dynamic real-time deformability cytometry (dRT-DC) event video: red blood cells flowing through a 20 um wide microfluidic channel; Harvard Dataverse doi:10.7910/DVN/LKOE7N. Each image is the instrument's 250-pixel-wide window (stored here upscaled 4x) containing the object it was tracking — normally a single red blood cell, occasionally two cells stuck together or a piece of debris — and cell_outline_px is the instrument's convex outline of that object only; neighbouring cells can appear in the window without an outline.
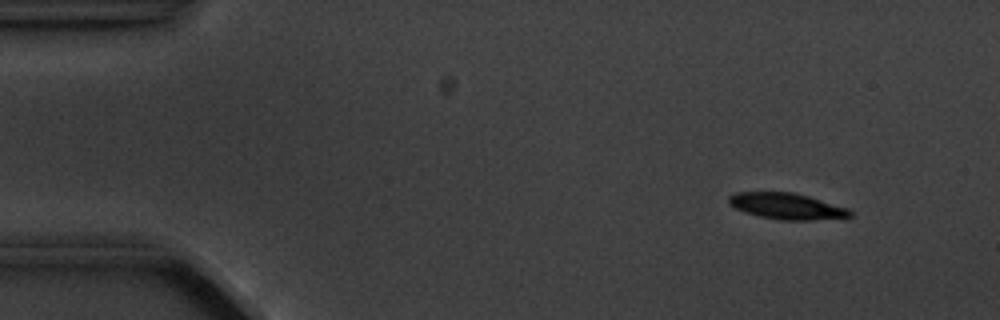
{"species": "common noctule bat (a hibernating species)", "species_latin": "Nyctalus noctula", "temperature_condition": "cold", "stored_images_in_passage": 5, "camera_frame_rate_fps": 3000, "um_per_image_px": 0.085, "animal": {"sex": "male", "body_mass_g": 20.1, "forearm_length_mm": 53.5}, "frame": {"image": 1, "passage_image": 1, "time_ms": 0.0, "image_size_px": [1000, 320], "cell_outline_px": [[852, 216], [812, 220], [780, 220], [760, 216], [744, 212], [728, 204], [728, 196], [736, 192], [792, 192], [808, 196], [848, 208], [852, 212]], "centroid_in_image_um": [66.84, 17.52], "position_along_channel_um": 18.2, "area_um2": 18.38}}
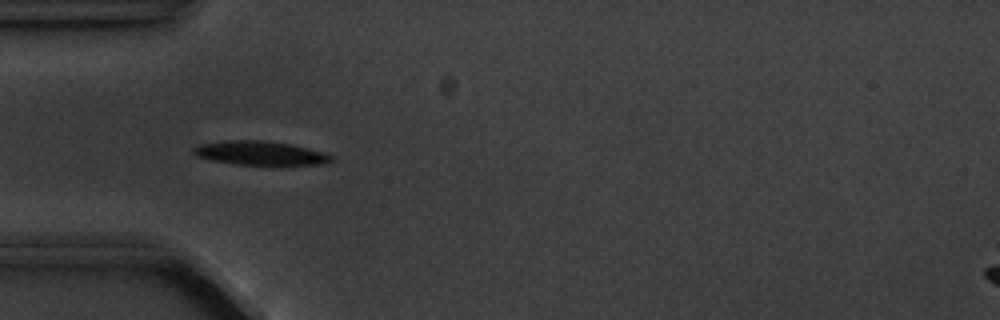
{"frame": {"image": 2, "passage_image": 4, "time_ms": 3.667, "image_size_px": [1000, 320], "cell_outline_px": [[332, 160], [320, 164], [232, 164], [212, 160], [196, 156], [192, 152], [192, 148], [200, 144], [224, 140], [260, 140], [288, 144], [324, 152], [332, 156]], "centroid_in_image_um": [22.02, 13.0], "position_along_channel_um": 63.0, "area_um2": 18.84}}